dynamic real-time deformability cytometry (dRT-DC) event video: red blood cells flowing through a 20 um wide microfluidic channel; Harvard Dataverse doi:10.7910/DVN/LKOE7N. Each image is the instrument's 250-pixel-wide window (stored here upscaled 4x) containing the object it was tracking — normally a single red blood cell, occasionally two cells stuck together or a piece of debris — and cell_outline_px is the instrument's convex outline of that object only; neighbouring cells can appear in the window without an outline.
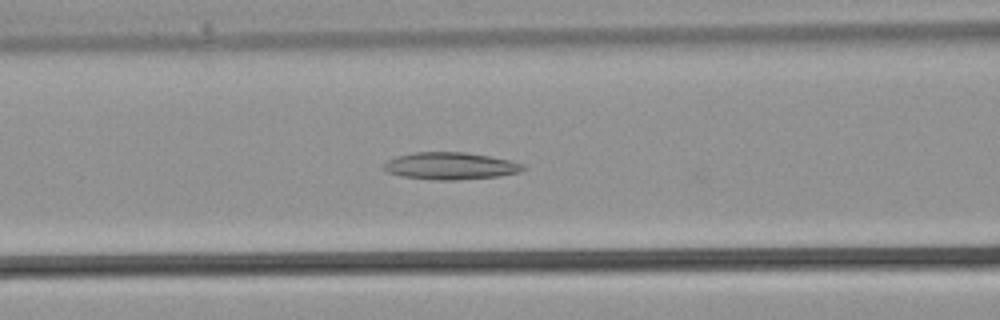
{"species": "common noctule bat (a hibernating species)", "species_latin": "Nyctalus noctula", "temperature_condition": "warm", "stored_images_in_passage": 29, "camera_frame_rate_fps": 3000, "um_per_image_px": 0.085, "animal": {"sex": "male", "body_mass_g": 21.5, "forearm_length_mm": 52.0}, "frame": {"image": 1, "passage_image": 8, "time_ms": 2.333, "image_size_px": [1000, 320], "cell_outline_px": [[528, 168], [520, 172], [500, 176], [456, 180], [436, 180], [404, 176], [388, 172], [384, 168], [384, 164], [388, 160], [412, 152], [464, 152], [488, 156], [508, 160], [524, 164]], "centroid_in_image_um": [38.35, 14.11], "position_along_channel_um": 128.3, "area_um2": 21.85}}
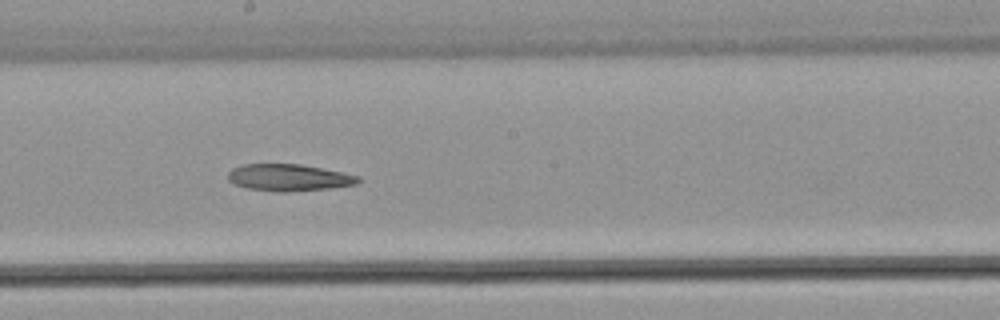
{"frame": {"image": 2, "passage_image": 13, "time_ms": 4.0, "image_size_px": [1000, 320], "cell_outline_px": [[360, 180], [356, 184], [328, 188], [288, 192], [276, 192], [248, 188], [232, 184], [228, 180], [228, 172], [232, 168], [244, 164], [300, 164], [360, 176]], "centroid_in_image_um": [24.5, 15.1], "position_along_channel_um": 223.7, "area_um2": 20.29}}
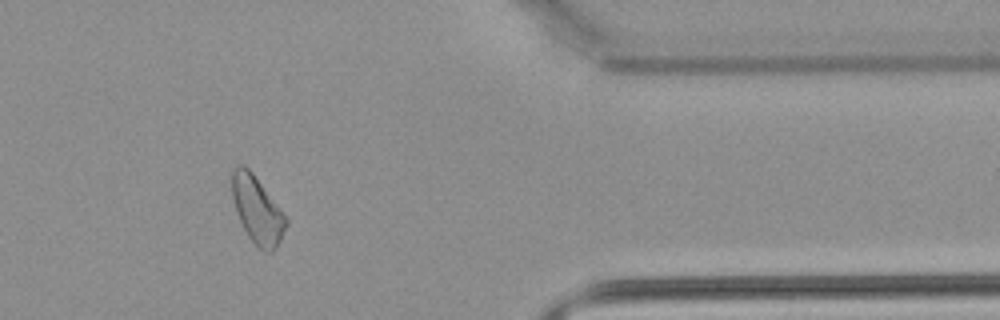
{"frame": {"image": 3, "passage_image": 23, "time_ms": 7.333, "image_size_px": [1000, 320], "cell_outline_px": [[288, 224], [280, 240], [272, 252], [268, 252], [256, 248], [248, 236], [236, 212], [232, 196], [232, 168], [240, 164], [244, 164], [252, 172], [288, 220]], "centroid_in_image_um": [21.85, 17.85], "position_along_channel_um": 389.6, "area_um2": 20.87}}